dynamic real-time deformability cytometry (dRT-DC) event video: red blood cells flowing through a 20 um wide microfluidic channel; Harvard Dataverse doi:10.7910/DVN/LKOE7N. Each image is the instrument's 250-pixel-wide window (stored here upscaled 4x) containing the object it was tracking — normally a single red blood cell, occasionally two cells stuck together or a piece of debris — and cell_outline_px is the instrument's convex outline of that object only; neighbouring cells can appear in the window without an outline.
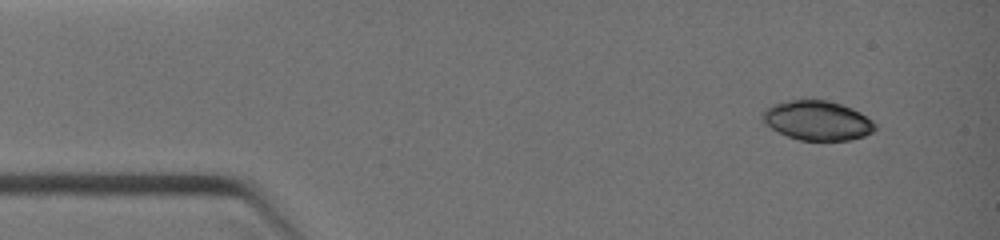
{"species": "common noctule bat (a hibernating species)", "species_latin": "Nyctalus noctula", "temperature_condition": "warm", "stored_images_in_passage": 3, "camera_frame_rate_fps": 3000, "um_per_image_px": 0.085, "animal": {"sex": "female", "body_mass_g": 19.0, "forearm_length_mm": 51.5}, "frame": {"image": 1, "passage_image": 1, "time_ms": 0.0, "image_size_px": [1000, 240], "cell_outline_px": [[876, 128], [872, 132], [864, 136], [848, 140], [800, 140], [788, 136], [764, 124], [760, 116], [772, 104], [788, 100], [828, 100], [852, 108], [860, 112], [872, 120], [876, 124]], "centroid_in_image_um": [69.47, 10.24], "position_along_channel_um": 15.5, "area_um2": 25.78}}
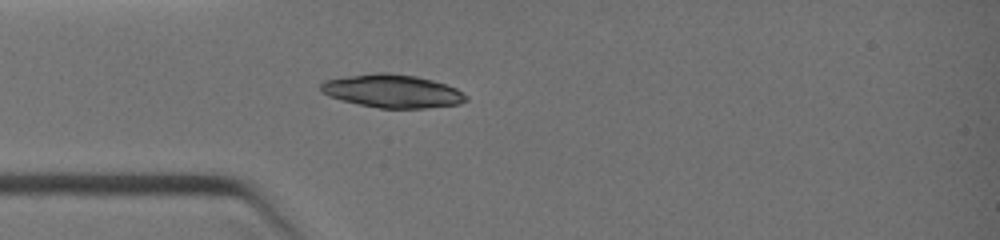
{"frame": {"image": 2, "passage_image": 3, "time_ms": 2.333, "image_size_px": [1000, 240], "cell_outline_px": [[468, 100], [460, 104], [424, 108], [380, 108], [360, 104], [328, 96], [320, 92], [320, 84], [324, 80], [348, 76], [376, 72], [388, 72], [416, 76], [432, 80], [456, 88], [468, 96]], "centroid_in_image_um": [33.35, 7.74], "position_along_channel_um": 51.6, "area_um2": 28.03}}